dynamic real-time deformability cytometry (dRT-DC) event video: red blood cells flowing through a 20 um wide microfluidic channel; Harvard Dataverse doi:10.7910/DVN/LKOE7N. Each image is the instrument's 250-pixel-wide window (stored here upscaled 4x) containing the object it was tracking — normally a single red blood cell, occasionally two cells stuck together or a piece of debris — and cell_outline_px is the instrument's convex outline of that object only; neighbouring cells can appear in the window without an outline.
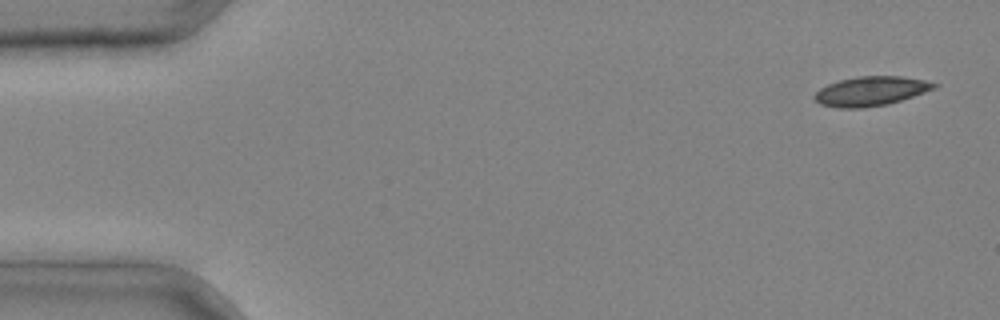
{"species": "common noctule bat (a hibernating species)", "species_latin": "Nyctalus noctula", "temperature_condition": "cold", "stored_images_in_passage": 2, "segment_of_instrument_passage": [2, 2], "camera_frame_rate_fps": 3000, "um_per_image_px": 0.085, "animal": {"sex": "male", "body_mass_g": 20.4}, "frame": {"image": 1, "passage_image": 2, "time_ms": 0.333, "image_size_px": [1000, 320], "cell_outline_px": [[940, 84], [936, 88], [888, 104], [864, 108], [836, 108], [820, 104], [812, 96], [820, 88], [828, 84], [840, 80], [856, 76], [904, 76], [924, 80]], "centroid_in_image_um": [74.01, 7.74], "position_along_channel_um": 11.0, "area_um2": 20.52}}